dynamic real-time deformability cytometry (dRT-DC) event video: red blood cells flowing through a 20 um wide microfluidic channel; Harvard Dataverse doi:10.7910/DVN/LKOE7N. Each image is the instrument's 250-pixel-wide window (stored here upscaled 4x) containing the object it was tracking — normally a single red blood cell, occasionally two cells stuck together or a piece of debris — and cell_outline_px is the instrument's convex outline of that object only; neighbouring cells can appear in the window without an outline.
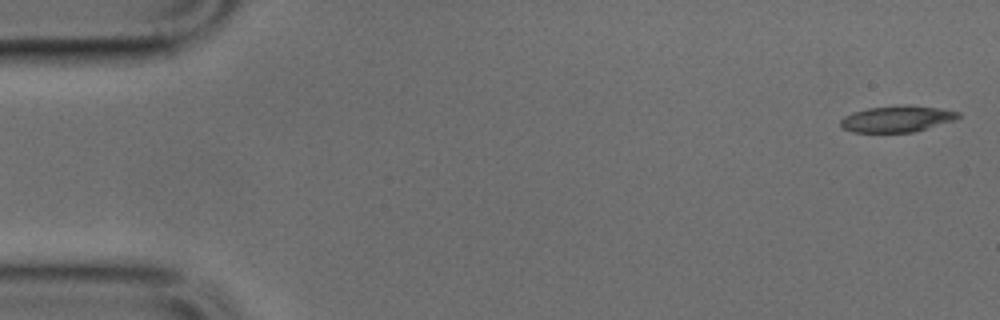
{"species": "common noctule bat (a hibernating species)", "species_latin": "Nyctalus noctula", "temperature_condition": "cold", "stored_images_in_passage": 48, "camera_frame_rate_fps": 3000, "um_per_image_px": 0.085, "animal": {"sex": "male", "body_mass_g": 17.9, "forearm_length_mm": 54.2}, "frame": {"image": 1, "passage_image": 1, "time_ms": 0.0, "image_size_px": [1000, 320], "cell_outline_px": [[960, 116], [956, 120], [912, 132], [852, 132], [840, 128], [840, 120], [844, 116], [852, 112], [868, 108], [904, 104], [940, 108], [960, 112]], "centroid_in_image_um": [76.22, 10.1], "position_along_channel_um": 8.8, "area_um2": 18.21}}
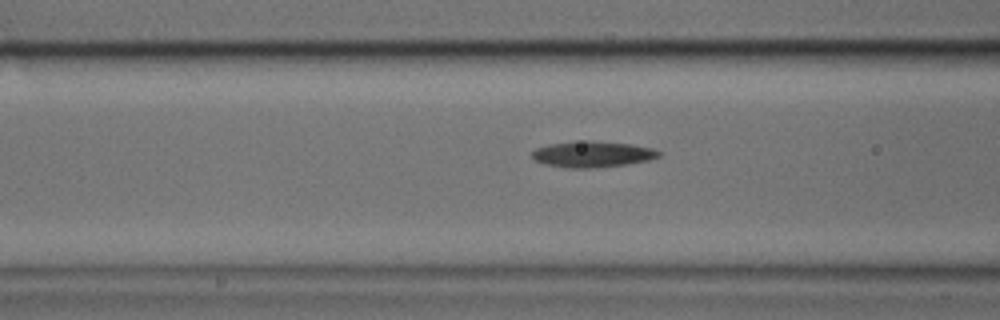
{"frame": {"image": 2, "passage_image": 18, "time_ms": 5.667, "image_size_px": [1000, 320], "cell_outline_px": [[664, 152], [660, 156], [648, 160], [628, 164], [596, 168], [564, 168], [544, 164], [532, 160], [532, 152], [536, 148], [548, 144], [588, 140], [592, 140], [632, 144], [652, 148]], "centroid_in_image_um": [50.36, 13.11], "position_along_channel_um": 116.2, "area_um2": 19.59}}
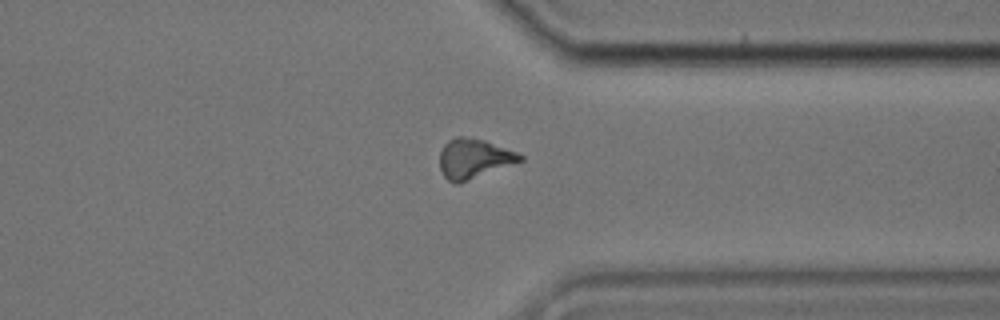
{"frame": {"image": 3, "passage_image": 37, "time_ms": 12.0, "image_size_px": [1000, 320], "cell_outline_px": [[524, 160], [460, 184], [456, 184], [448, 180], [444, 176], [440, 168], [440, 152], [444, 144], [448, 140], [456, 136], [464, 136], [484, 140], [516, 152], [524, 156]], "centroid_in_image_um": [40.27, 13.49], "position_along_channel_um": 371.1, "area_um2": 18.67}}